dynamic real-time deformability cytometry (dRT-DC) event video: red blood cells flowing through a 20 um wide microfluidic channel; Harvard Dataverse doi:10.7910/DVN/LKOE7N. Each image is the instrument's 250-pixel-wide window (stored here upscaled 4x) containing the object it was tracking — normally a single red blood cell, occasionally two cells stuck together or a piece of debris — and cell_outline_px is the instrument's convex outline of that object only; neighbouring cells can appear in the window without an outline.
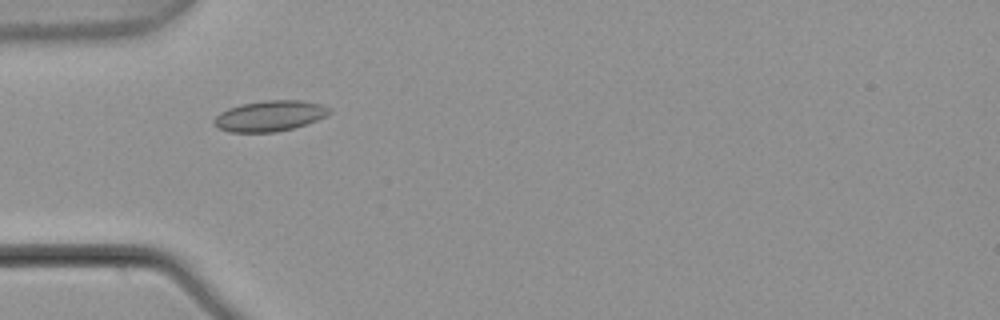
{"species": "common noctule bat (a hibernating species)", "species_latin": "Nyctalus noctula", "temperature_condition": "warm", "stored_images_in_passage": 6, "camera_frame_rate_fps": 3000, "um_per_image_px": 0.085, "animal": {"sex": "male", "body_mass_g": 21.5, "forearm_length_mm": 52.0}, "frame": {"image": 1, "passage_image": 5, "time_ms": 1.333, "image_size_px": [1000, 320], "cell_outline_px": [[332, 112], [316, 120], [292, 128], [276, 132], [228, 132], [212, 124], [212, 120], [220, 112], [228, 108], [240, 104], [264, 100], [300, 100], [320, 104], [332, 108]], "centroid_in_image_um": [22.89, 9.84], "position_along_channel_um": 62.1, "area_um2": 20.63}}
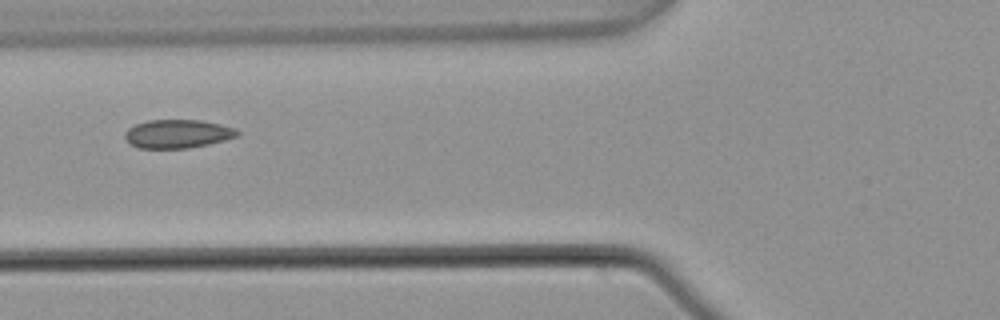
{"frame": {"image": 2, "passage_image": 6, "time_ms": 1.667, "image_size_px": [1000, 320], "cell_outline_px": [[240, 132], [236, 136], [224, 140], [208, 144], [188, 148], [136, 148], [128, 144], [124, 136], [124, 132], [128, 128], [136, 124], [148, 120], [200, 120], [220, 124], [236, 128]], "centroid_in_image_um": [15.05, 11.38], "position_along_channel_um": 110.7, "area_um2": 18.79}}